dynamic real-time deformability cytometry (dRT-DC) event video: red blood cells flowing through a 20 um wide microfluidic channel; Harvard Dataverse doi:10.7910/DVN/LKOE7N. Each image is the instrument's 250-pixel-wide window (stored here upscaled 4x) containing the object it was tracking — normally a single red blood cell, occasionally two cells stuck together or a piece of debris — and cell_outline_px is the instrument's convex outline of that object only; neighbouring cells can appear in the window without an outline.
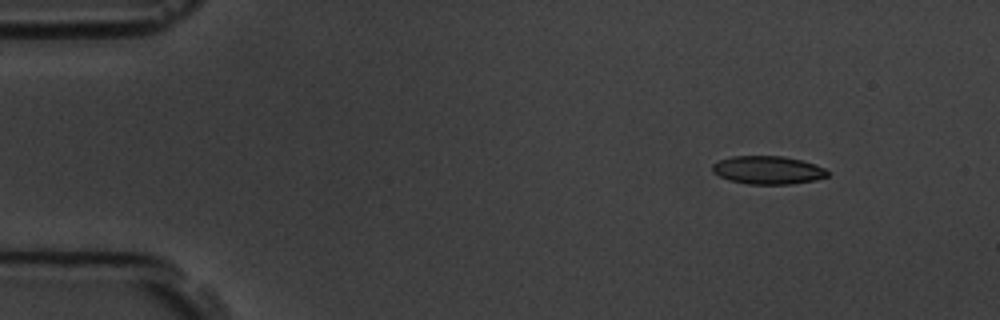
{"species": "common noctule bat (a hibernating species)", "species_latin": "Nyctalus noctula", "temperature_condition": "room temperature", "stored_images_in_passage": 5, "segment_of_instrument_passage": [1, 2], "camera_frame_rate_fps": 3000, "um_per_image_px": 0.085, "animal": {"sex": "male", "body_mass_g": 19.5, "forearm_length_mm": 54.6}, "frame": {"image": 1, "passage_image": 2, "time_ms": 1.333, "image_size_px": [1000, 320], "cell_outline_px": [[828, 176], [816, 180], [792, 184], [748, 184], [728, 180], [712, 172], [712, 164], [720, 160], [732, 156], [784, 156], [816, 164], [824, 168], [828, 172]], "centroid_in_image_um": [65.27, 14.46], "position_along_channel_um": 19.7, "area_um2": 18.96}}